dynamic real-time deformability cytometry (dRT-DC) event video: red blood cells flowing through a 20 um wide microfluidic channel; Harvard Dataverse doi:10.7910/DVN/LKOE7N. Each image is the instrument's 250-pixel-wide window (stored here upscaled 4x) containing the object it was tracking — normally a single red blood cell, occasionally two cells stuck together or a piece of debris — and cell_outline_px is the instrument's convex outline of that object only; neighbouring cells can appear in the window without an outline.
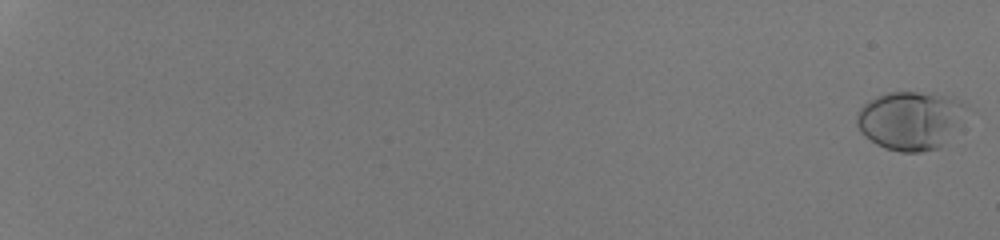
{"species": "human", "species_latin": "Homo sapiens", "temperature_condition": "room temperature", "stored_images_in_passage": 57, "camera_frame_rate_fps": 3000, "um_per_image_px": 0.085, "donor": {"sex": "male"}, "frame": {"image": 1, "passage_image": 2, "time_ms": 0.333, "image_size_px": [1000, 240], "cell_outline_px": [[968, 108], [940, 148], [920, 152], [900, 152], [884, 148], [876, 144], [864, 136], [860, 132], [856, 124], [856, 112], [868, 100], [876, 96], [888, 92], [916, 92], [944, 96], [956, 100], [964, 104]], "centroid_in_image_um": [77.28, 10.24], "position_along_channel_um": 7.7, "area_um2": 36.93}}
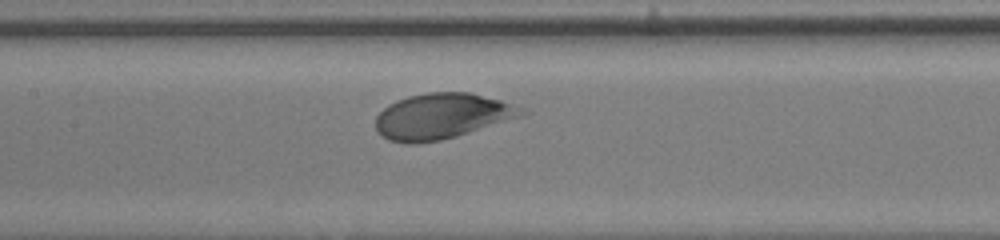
{"frame": {"image": 2, "passage_image": 34, "time_ms": 11.0, "image_size_px": [1000, 240], "cell_outline_px": [[532, 112], [524, 116], [456, 136], [440, 140], [412, 144], [408, 144], [388, 140], [376, 132], [376, 116], [388, 104], [396, 100], [408, 96], [428, 92], [468, 92], [500, 100], [524, 108]], "centroid_in_image_um": [37.57, 9.87], "position_along_channel_um": 169.8, "area_um2": 38.96}}
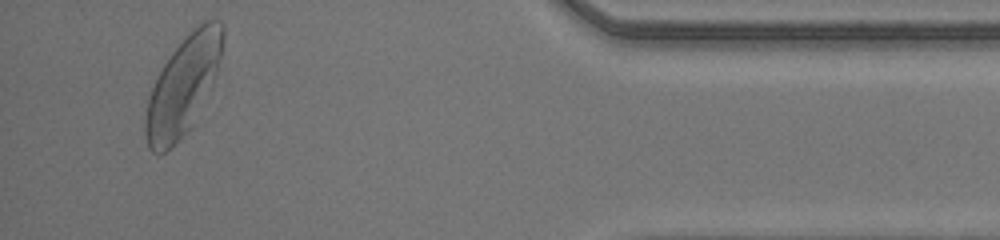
{"frame": {"image": 3, "passage_image": 55, "time_ms": 18.0, "image_size_px": [1000, 240], "cell_outline_px": [[224, 36], [220, 56], [216, 72], [188, 132], [164, 152], [152, 152], [148, 148], [144, 132], [144, 120], [148, 96], [156, 76], [172, 52], [184, 36], [204, 20], [220, 20], [224, 24]], "centroid_in_image_um": [15.52, 7.27], "position_along_channel_um": 419.7, "area_um2": 43.7}, "authors_computed_cell_mechanics": {"area_um2": 35.258, "velocity_mm_per_s": 4.1163, "shape_relaxation_time_tau1_ms": 1.0725, "shape_relaxation_time_tau2_ms": null, "deformation_change_tau1": 0.0793, "deformation_change_tau2": null}}